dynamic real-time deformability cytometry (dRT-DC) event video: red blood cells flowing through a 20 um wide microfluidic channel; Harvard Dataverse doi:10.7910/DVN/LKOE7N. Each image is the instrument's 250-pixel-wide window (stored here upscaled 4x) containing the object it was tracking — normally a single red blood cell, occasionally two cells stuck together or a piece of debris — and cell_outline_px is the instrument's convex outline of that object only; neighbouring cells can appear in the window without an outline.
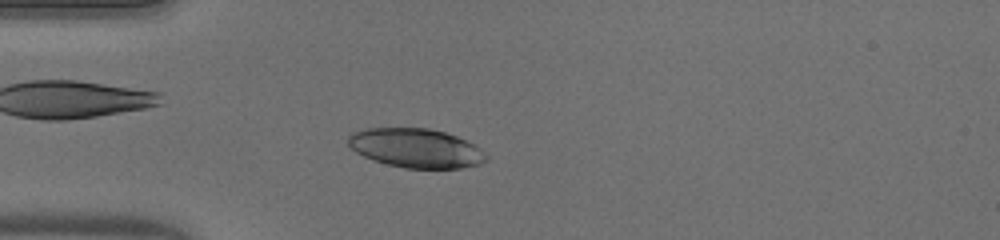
{"species": "human", "species_latin": "Homo sapiens", "temperature_condition": "warm", "stored_images_in_passage": 47, "camera_frame_rate_fps": 3000, "um_per_image_px": 0.085, "donor": {"sex": "male"}, "frame": {"image": 1, "passage_image": 11, "time_ms": 3.333, "image_size_px": [1000, 240], "cell_outline_px": [[488, 160], [480, 164], [460, 168], [404, 168], [372, 160], [356, 152], [348, 144], [348, 136], [352, 132], [364, 128], [428, 128], [444, 132], [456, 136], [480, 148], [488, 156]], "centroid_in_image_um": [35.34, 12.59], "position_along_channel_um": 49.7, "area_um2": 31.44}}
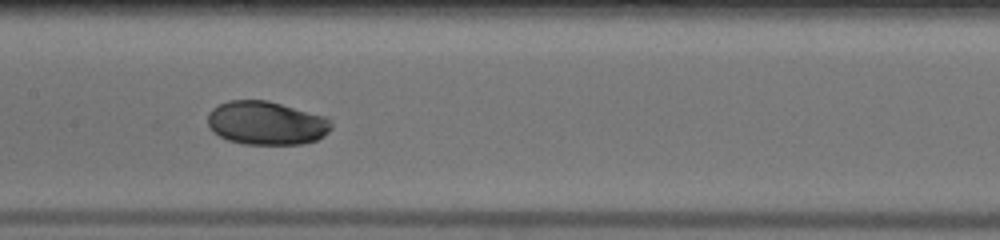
{"frame": {"image": 2, "passage_image": 22, "time_ms": 7.0, "image_size_px": [1000, 240], "cell_outline_px": [[332, 128], [324, 136], [316, 140], [300, 144], [244, 144], [228, 140], [212, 132], [208, 124], [208, 112], [212, 108], [228, 100], [268, 100], [328, 116], [332, 120]], "centroid_in_image_um": [22.67, 10.45], "position_along_channel_um": 184.7, "area_um2": 31.79}}
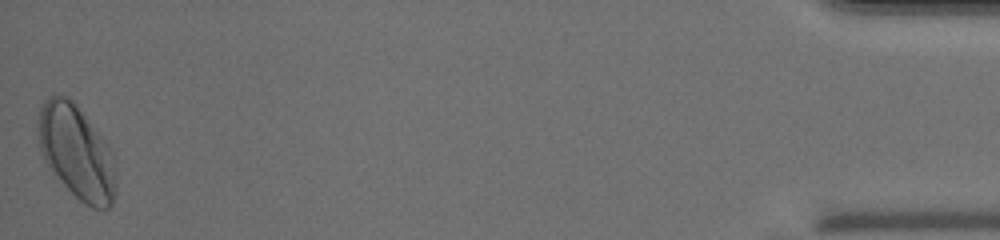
{"frame": {"image": 3, "passage_image": 47, "time_ms": 15.333, "image_size_px": [1000, 240], "cell_outline_px": [[116, 192], [112, 204], [108, 208], [92, 208], [84, 204], [52, 176], [44, 160], [40, 148], [36, 124], [40, 108], [44, 100], [48, 96], [56, 92], [72, 100], [76, 104], [108, 144], [112, 156], [116, 188]], "centroid_in_image_um": [6.45, 12.93], "position_along_channel_um": 428.7, "area_um2": 43.0}, "authors_computed_cell_mechanics": {"area_um2": 32.368, "velocity_mm_per_s": 4.0609, "shape_relaxation_time_tau1_ms": 2.8387, "shape_relaxation_time_tau2_ms": 2.2027, "deformation_change_tau1": 0.1327, "deformation_change_tau2": 0.0334}}